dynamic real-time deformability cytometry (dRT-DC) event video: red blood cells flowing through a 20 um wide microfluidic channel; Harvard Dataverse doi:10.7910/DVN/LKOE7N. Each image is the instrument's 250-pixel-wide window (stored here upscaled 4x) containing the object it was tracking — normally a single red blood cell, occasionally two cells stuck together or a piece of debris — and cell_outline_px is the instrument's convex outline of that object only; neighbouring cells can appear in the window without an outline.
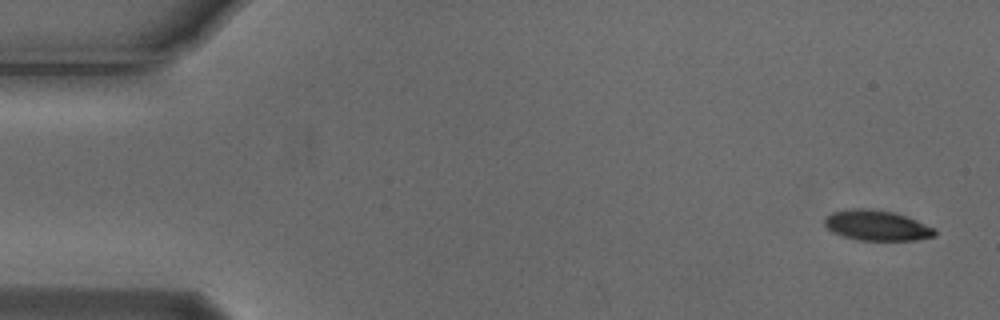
{"species": "Egyptian fruit bat (a non-hibernating species)", "species_latin": "Rousettus aegyptiacus", "temperature_condition": "cold", "stored_images_in_passage": 4, "camera_frame_rate_fps": 3000, "um_per_image_px": 0.085, "animal": {"sex": "male"}, "frame": {"image": 1, "passage_image": 1, "time_ms": 0.0, "image_size_px": [1000, 320], "cell_outline_px": [[936, 236], [916, 240], [856, 240], [832, 232], [824, 224], [824, 220], [832, 212], [852, 208], [864, 208], [896, 212], [908, 216], [936, 228]], "centroid_in_image_um": [74.57, 19.16], "position_along_channel_um": 10.4, "area_um2": 19.65}}